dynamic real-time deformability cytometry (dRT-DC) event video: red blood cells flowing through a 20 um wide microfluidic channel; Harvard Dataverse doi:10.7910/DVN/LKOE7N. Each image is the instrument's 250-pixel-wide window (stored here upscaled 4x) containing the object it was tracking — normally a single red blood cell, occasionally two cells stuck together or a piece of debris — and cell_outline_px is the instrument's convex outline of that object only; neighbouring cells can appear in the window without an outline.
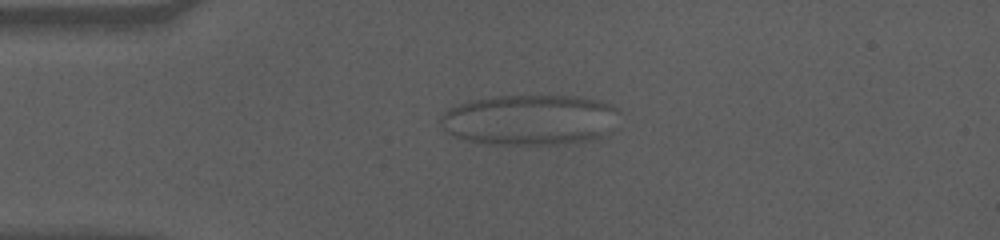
{"species": "human", "species_latin": "Homo sapiens", "temperature_condition": "cold", "stored_images_in_passage": 45, "camera_frame_rate_fps": 3000, "um_per_image_px": 0.085, "donor": {"sex": "male"}, "frame": {"image": 1, "passage_image": 1, "time_ms": 0.0, "image_size_px": [1000, 240], "cell_outline_px": [[620, 112], [596, 136], [584, 140], [552, 144], [496, 144], [468, 140], [456, 136], [448, 132], [444, 128], [440, 120], [440, 116], [448, 108], [460, 104], [476, 100], [496, 96], [572, 96], [592, 100], [616, 108]], "centroid_in_image_um": [44.89, 10.17], "position_along_channel_um": 40.1, "area_um2": 50.63}}
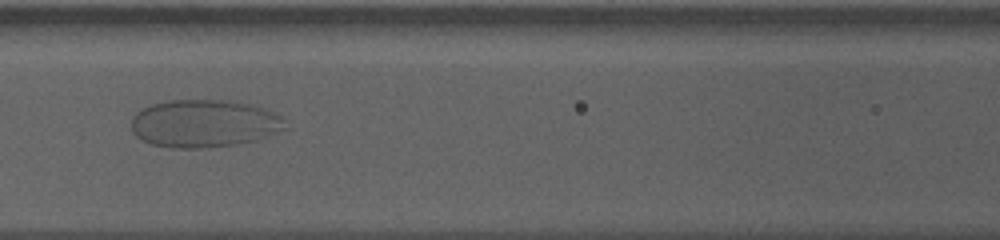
{"frame": {"image": 2, "passage_image": 13, "time_ms": 4.0, "image_size_px": [1000, 240], "cell_outline_px": [[284, 128], [276, 132], [256, 140], [236, 144], [208, 148], [172, 148], [152, 144], [136, 136], [132, 132], [132, 116], [136, 112], [152, 104], [168, 100], [228, 100], [248, 104], [260, 108], [280, 116]], "centroid_in_image_um": [17.27, 10.5], "position_along_channel_um": 149.3, "area_um2": 42.31}}
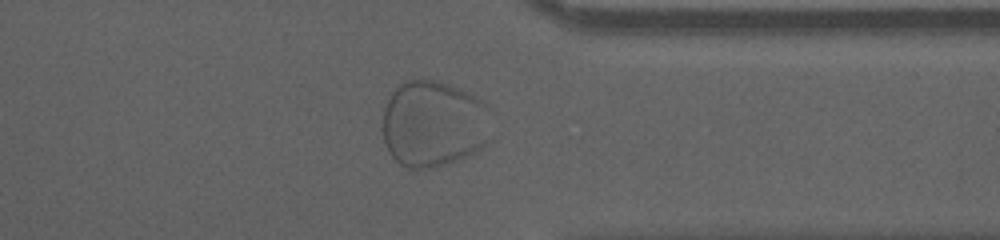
{"frame": {"image": 3, "passage_image": 33, "time_ms": 10.667, "image_size_px": [1000, 240], "cell_outline_px": [[492, 140], [488, 144], [476, 152], [448, 164], [428, 168], [408, 168], [400, 164], [388, 152], [384, 140], [384, 108], [392, 92], [400, 84], [408, 80], [436, 80], [448, 84], [468, 92], [488, 104], [492, 108]], "centroid_in_image_um": [36.95, 10.54], "position_along_channel_um": 374.5, "area_um2": 55.83}}